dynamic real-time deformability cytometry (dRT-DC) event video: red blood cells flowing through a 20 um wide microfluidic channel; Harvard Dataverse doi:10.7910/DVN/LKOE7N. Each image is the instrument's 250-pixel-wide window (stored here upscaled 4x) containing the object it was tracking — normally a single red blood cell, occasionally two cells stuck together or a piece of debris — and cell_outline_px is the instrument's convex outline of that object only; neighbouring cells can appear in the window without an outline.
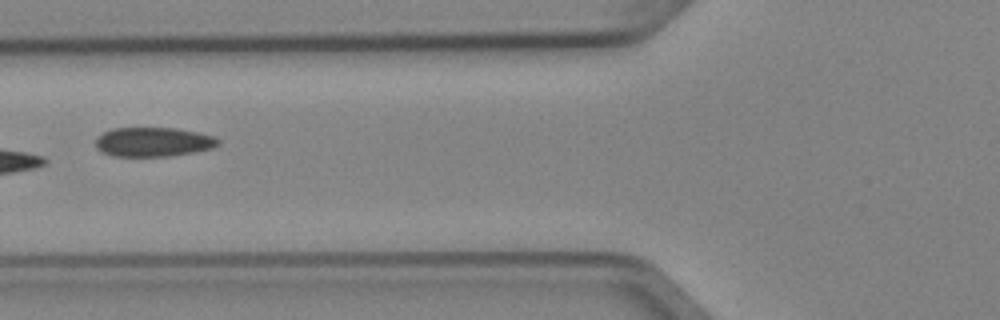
{"species": "Egyptian fruit bat (a non-hibernating species)", "species_latin": "Rousettus aegyptiacus", "temperature_condition": "cold", "stored_images_in_passage": 6, "camera_frame_rate_fps": 3000, "um_per_image_px": 0.085, "animal": {"sex": "female"}, "frame": {"image": 1, "passage_image": 5, "time_ms": 1.333, "image_size_px": [1000, 320], "cell_outline_px": [[220, 144], [212, 148], [196, 152], [168, 156], [112, 156], [96, 148], [96, 136], [112, 128], [176, 128], [216, 136], [220, 140]], "centroid_in_image_um": [13.05, 12.06], "position_along_channel_um": 112.8, "area_um2": 21.04}}
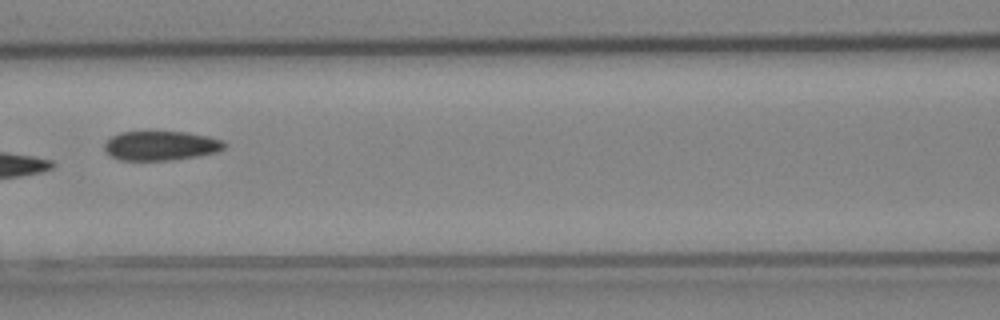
{"frame": {"image": 2, "passage_image": 6, "time_ms": 1.667, "image_size_px": [1000, 320], "cell_outline_px": [[228, 144], [224, 148], [216, 152], [196, 156], [168, 160], [120, 160], [112, 156], [104, 148], [104, 144], [112, 136], [120, 132], [188, 132], [208, 136], [224, 140]], "centroid_in_image_um": [13.71, 12.37], "position_along_channel_um": 152.9, "area_um2": 20.4}}